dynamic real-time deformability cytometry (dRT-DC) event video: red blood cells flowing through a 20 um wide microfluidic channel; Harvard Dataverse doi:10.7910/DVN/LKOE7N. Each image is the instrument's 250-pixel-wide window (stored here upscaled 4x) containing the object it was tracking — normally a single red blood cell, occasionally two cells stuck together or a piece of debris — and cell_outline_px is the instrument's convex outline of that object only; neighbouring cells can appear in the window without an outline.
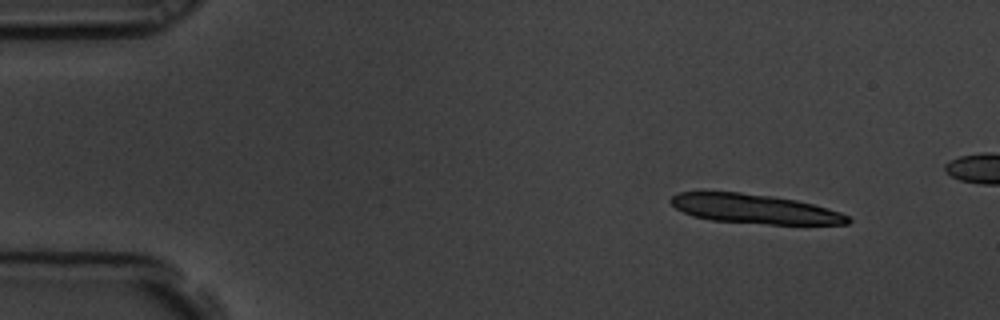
{"species": "common noctule bat (a hibernating species)", "species_latin": "Nyctalus noctula", "temperature_condition": "room temperature", "stored_images_in_passage": 5, "camera_frame_rate_fps": 3000, "um_per_image_px": 0.085, "animal": {"sex": "male", "body_mass_g": 19.5, "forearm_length_mm": 54.6}, "frame": {"image": 1, "passage_image": 1, "time_ms": 0.0, "image_size_px": [1000, 320], "cell_outline_px": [[852, 220], [848, 224], [768, 224], [712, 220], [692, 216], [676, 208], [668, 200], [676, 192], [740, 192], [772, 196], [796, 200], [828, 208], [840, 212], [848, 216]], "centroid_in_image_um": [64.13, 17.75], "position_along_channel_um": 20.9, "area_um2": 30.17}}